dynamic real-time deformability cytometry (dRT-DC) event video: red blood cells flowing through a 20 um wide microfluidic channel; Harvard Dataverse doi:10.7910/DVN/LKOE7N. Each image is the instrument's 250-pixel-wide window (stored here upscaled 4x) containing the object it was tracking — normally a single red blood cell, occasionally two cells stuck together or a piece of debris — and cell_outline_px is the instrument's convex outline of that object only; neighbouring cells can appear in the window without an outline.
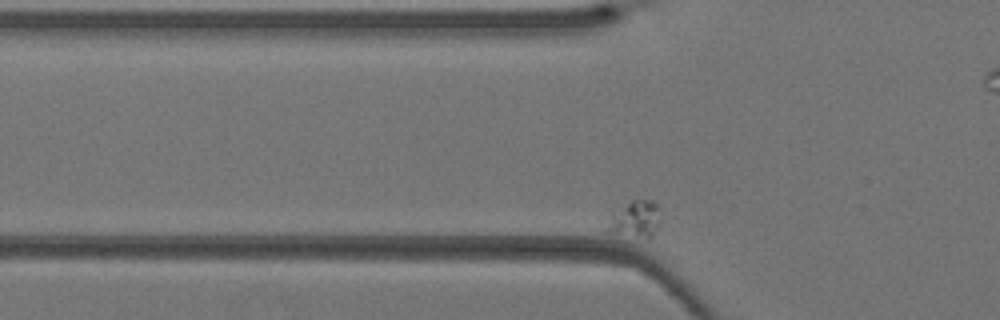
{"species": "Egyptian fruit bat (a non-hibernating species)", "species_latin": "Rousettus aegyptiacus", "temperature_condition": "warm", "stored_images_in_passage": 40, "camera_frame_rate_fps": 3000, "um_per_image_px": 0.085, "animal": {"sex": "female"}, "frame": {"image": 1, "passage_image": 9, "time_ms": 2.667, "image_size_px": [1000, 320], "cell_outline_px": [[660, 220], [652, 240], [648, 240], [600, 232], [612, 216], [632, 200], [652, 200], [660, 204]], "centroid_in_image_um": [54.01, 18.72], "position_along_channel_um": 71.8, "area_um2": 12.02}}
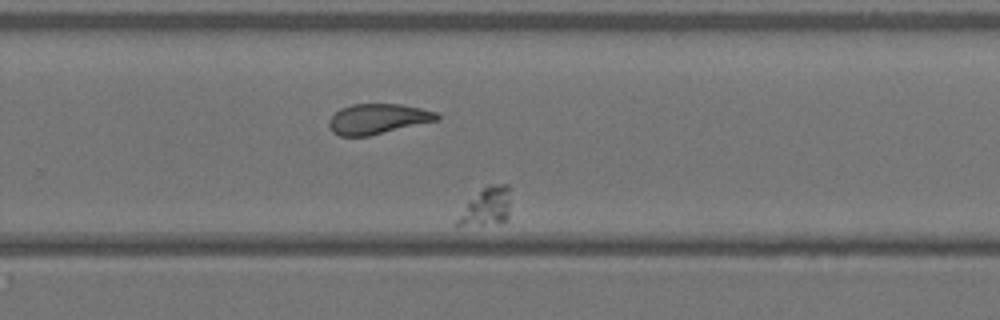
{"frame": {"image": 2, "passage_image": 27, "time_ms": 8.667, "image_size_px": [1000, 320], "cell_outline_px": [[508, 220], [480, 224], [456, 224], [456, 220], [468, 200], [488, 184], [508, 184]], "centroid_in_image_um": [41.34, 17.52], "position_along_channel_um": 288.5, "area_um2": 11.21}}
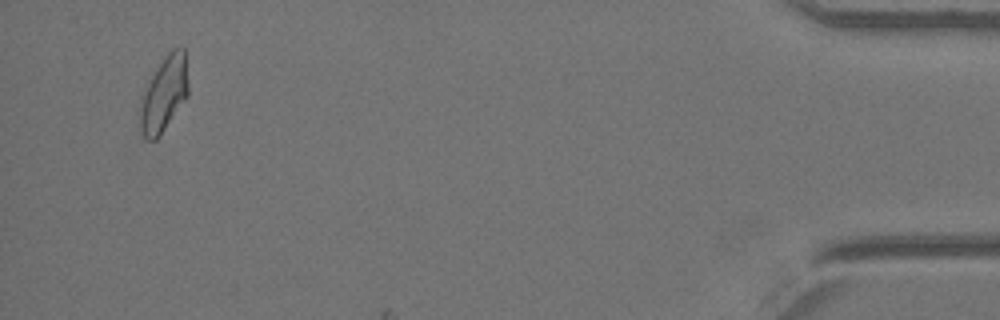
{"frame": {"image": 3, "passage_image": 39, "time_ms": 12.667, "image_size_px": [1000, 320], "cell_outline_px": [[188, 96], [160, 136], [156, 140], [148, 140], [144, 136], [140, 128], [140, 96], [156, 68], [164, 56], [172, 48], [184, 48], [188, 84]], "centroid_in_image_um": [13.93, 8.0], "position_along_channel_um": 421.3, "area_um2": 21.21}}